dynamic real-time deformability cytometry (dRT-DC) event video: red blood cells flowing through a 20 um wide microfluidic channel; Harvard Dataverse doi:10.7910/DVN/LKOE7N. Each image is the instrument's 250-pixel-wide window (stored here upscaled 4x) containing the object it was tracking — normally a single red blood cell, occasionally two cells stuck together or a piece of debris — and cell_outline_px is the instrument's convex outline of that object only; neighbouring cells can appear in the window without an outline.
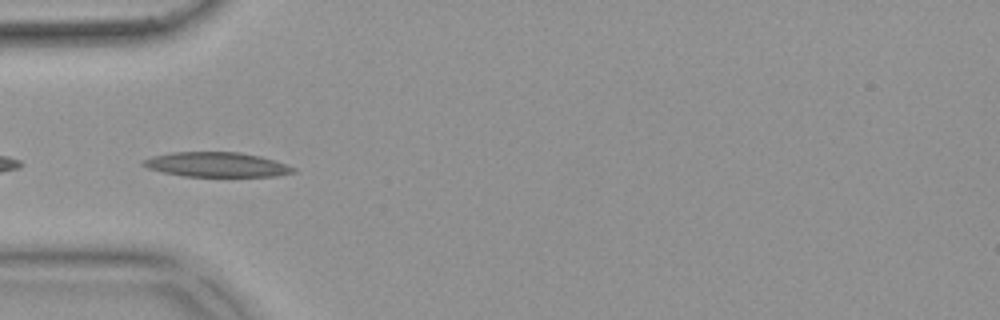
{"species": "common noctule bat (a hibernating species)", "species_latin": "Nyctalus noctula", "temperature_condition": "warm", "stored_images_in_passage": 18, "segment_of_instrument_passage": [2, 2], "camera_frame_rate_fps": 3000, "um_per_image_px": 0.085, "animal": {"sex": "female", "body_mass_g": 18.4}, "frame": {"image": 1, "passage_image": 16, "time_ms": 5.0, "image_size_px": [1000, 320], "cell_outline_px": [[296, 172], [276, 176], [184, 176], [160, 172], [148, 168], [140, 164], [140, 160], [152, 156], [172, 152], [240, 152], [260, 156], [296, 168]], "centroid_in_image_um": [18.34, 13.99], "position_along_channel_um": 66.7, "area_um2": 21.62}}